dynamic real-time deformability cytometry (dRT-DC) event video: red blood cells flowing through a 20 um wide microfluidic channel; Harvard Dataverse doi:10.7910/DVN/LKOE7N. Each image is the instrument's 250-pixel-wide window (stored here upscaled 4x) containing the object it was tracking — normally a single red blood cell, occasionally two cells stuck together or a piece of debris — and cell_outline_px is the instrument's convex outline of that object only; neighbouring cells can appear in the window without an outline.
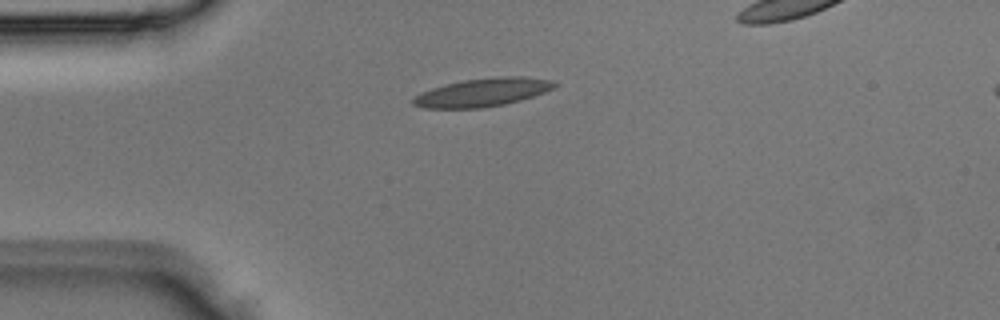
{"species": "Egyptian fruit bat (a non-hibernating species)", "species_latin": "Rousettus aegyptiacus", "temperature_condition": "room temperature", "stored_images_in_passage": 2, "camera_frame_rate_fps": 3000, "um_per_image_px": 0.085, "animal": {"sex": "male"}, "frame": {"image": 1, "passage_image": 1, "time_ms": 0.0, "image_size_px": [1000, 320], "cell_outline_px": [[560, 84], [544, 92], [520, 100], [504, 104], [480, 108], [424, 108], [412, 104], [412, 100], [420, 92], [432, 88], [464, 80], [496, 76], [524, 76], [552, 80]], "centroid_in_image_um": [41.04, 7.84], "position_along_channel_um": 44.0, "area_um2": 23.18}}